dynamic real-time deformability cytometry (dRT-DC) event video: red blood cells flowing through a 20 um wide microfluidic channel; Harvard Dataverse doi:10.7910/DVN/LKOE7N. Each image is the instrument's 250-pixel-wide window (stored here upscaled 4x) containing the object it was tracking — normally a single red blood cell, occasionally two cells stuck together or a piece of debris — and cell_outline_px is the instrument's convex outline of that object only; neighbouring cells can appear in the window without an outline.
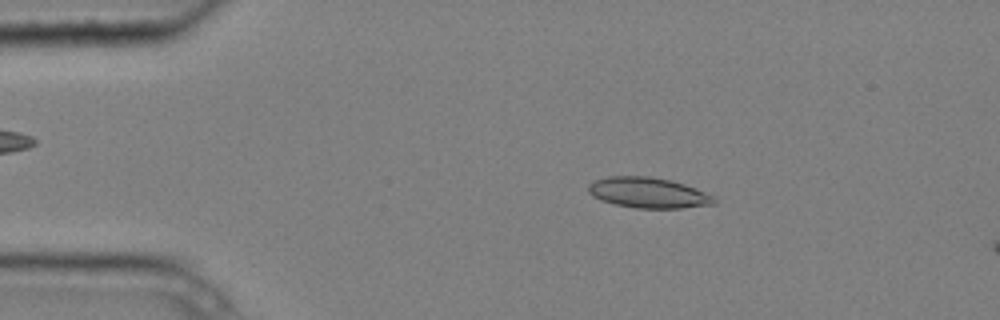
{"species": "common noctule bat (a hibernating species)", "species_latin": "Nyctalus noctula", "temperature_condition": "cold", "stored_images_in_passage": 4, "camera_frame_rate_fps": 3000, "um_per_image_px": 0.085, "animal": {"sex": "male", "body_mass_g": 20.4}, "frame": {"image": 1, "passage_image": 2, "time_ms": 0.333, "image_size_px": [1000, 320], "cell_outline_px": [[716, 204], [680, 208], [636, 208], [616, 204], [600, 200], [592, 196], [588, 192], [588, 184], [592, 180], [608, 176], [648, 176], [672, 180], [696, 188], [716, 196]], "centroid_in_image_um": [55.1, 16.37], "position_along_channel_um": 29.9, "area_um2": 22.66}}